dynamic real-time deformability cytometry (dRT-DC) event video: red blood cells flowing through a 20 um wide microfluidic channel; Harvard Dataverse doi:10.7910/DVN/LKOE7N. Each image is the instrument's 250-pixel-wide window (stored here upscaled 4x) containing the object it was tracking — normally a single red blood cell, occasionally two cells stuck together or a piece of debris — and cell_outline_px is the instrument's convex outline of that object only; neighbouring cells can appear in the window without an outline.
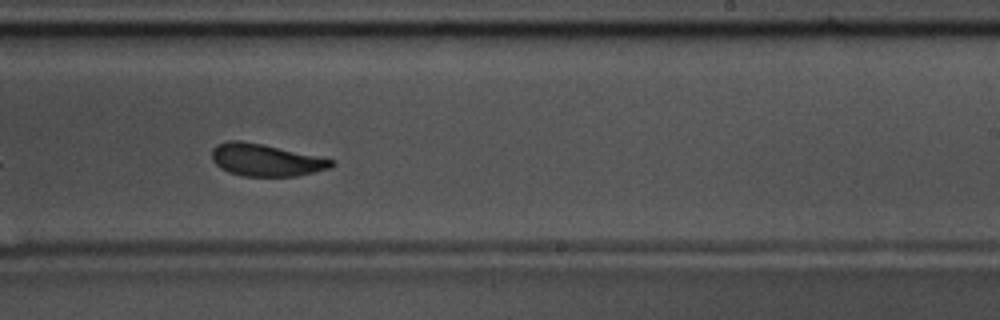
{"species": "common noctule bat (a hibernating species)", "species_latin": "Nyctalus noctula", "temperature_condition": "warm", "stored_images_in_passage": 22, "camera_frame_rate_fps": 3000, "um_per_image_px": 0.085, "animal": {"sex": "male", "body_mass_g": 17.5, "forearm_length_mm": 52.3}, "frame": {"image": 1, "passage_image": 19, "time_ms": 6.0, "image_size_px": [1000, 320], "cell_outline_px": [[336, 164], [332, 168], [296, 176], [244, 176], [228, 172], [220, 168], [212, 160], [212, 148], [216, 144], [228, 140], [240, 140], [264, 144], [336, 160]], "centroid_in_image_um": [22.6, 13.59], "position_along_channel_um": 266.4, "area_um2": 22.72}}